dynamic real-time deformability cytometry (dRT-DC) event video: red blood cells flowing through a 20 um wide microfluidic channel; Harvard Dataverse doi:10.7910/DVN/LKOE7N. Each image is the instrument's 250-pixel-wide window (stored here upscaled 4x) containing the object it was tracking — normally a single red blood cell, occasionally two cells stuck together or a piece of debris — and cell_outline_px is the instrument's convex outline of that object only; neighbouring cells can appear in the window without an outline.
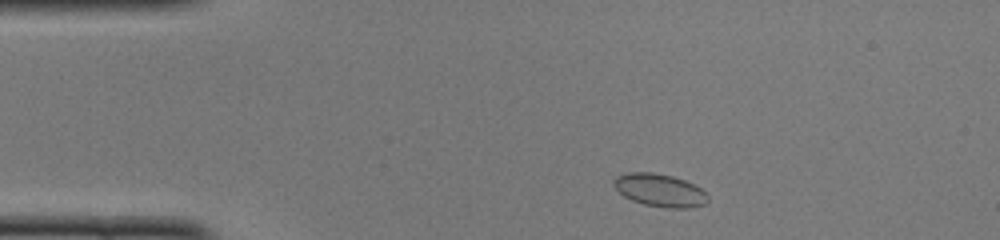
{"species": "common noctule bat (a hibernating species)", "species_latin": "Nyctalus noctula", "temperature_condition": "cold", "stored_images_in_passage": 43, "camera_frame_rate_fps": 3000, "um_per_image_px": 0.085, "animal": {"sex": "female", "body_mass_g": 22.0, "forearm_length_mm": 56.7}, "frame": {"image": 1, "passage_image": 3, "time_ms": 0.667, "image_size_px": [1000, 240], "cell_outline_px": [[708, 200], [704, 204], [688, 208], [668, 208], [644, 204], [632, 200], [624, 196], [612, 184], [612, 180], [616, 176], [628, 172], [652, 172], [672, 176], [684, 180], [700, 188], [708, 196]], "centroid_in_image_um": [56.05, 16.16], "position_along_channel_um": 28.9, "area_um2": 17.86}}
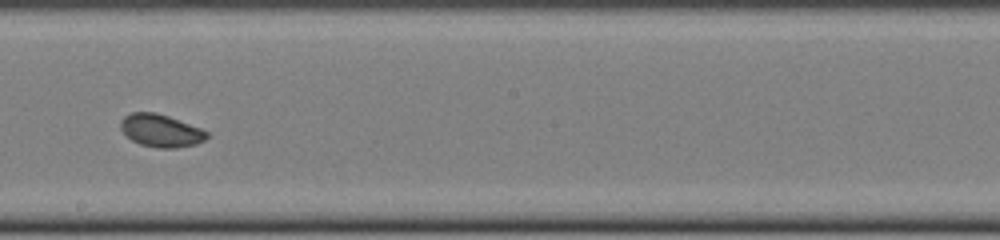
{"frame": {"image": 2, "passage_image": 22, "time_ms": 7.0, "image_size_px": [1000, 240], "cell_outline_px": [[208, 136], [204, 140], [196, 144], [176, 148], [156, 148], [140, 144], [132, 140], [120, 128], [120, 120], [124, 116], [132, 112], [156, 112], [168, 116], [200, 128], [208, 132]], "centroid_in_image_um": [13.66, 11.1], "position_along_channel_um": 234.5, "area_um2": 16.36}}
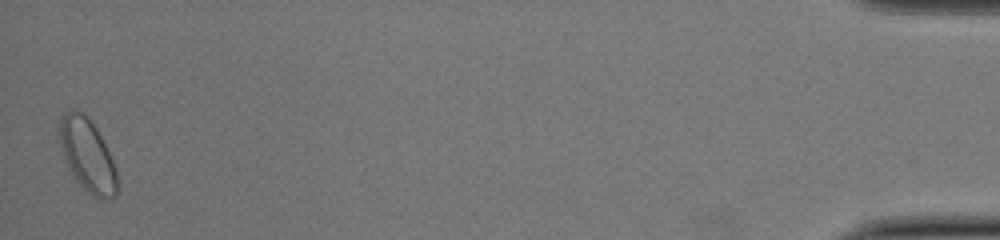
{"frame": {"image": 3, "passage_image": 43, "time_ms": 14.0, "image_size_px": [1000, 240], "cell_outline_px": [[120, 184], [116, 196], [108, 200], [96, 200], [76, 180], [68, 168], [56, 132], [60, 116], [68, 108], [72, 108], [84, 112], [96, 128], [116, 168]], "centroid_in_image_um": [7.42, 13.19], "position_along_channel_um": 427.8, "area_um2": 25.2}, "authors_computed_cell_mechanics": {"area_um2": 17.1088, "velocity_mm_per_s": 4.0552, "shape_relaxation_time_tau1_ms": 3.9989, "shape_relaxation_time_tau2_ms": 1.0385, "deformation_change_tau1": 0.0362, "deformation_change_tau2": 0.0466}}